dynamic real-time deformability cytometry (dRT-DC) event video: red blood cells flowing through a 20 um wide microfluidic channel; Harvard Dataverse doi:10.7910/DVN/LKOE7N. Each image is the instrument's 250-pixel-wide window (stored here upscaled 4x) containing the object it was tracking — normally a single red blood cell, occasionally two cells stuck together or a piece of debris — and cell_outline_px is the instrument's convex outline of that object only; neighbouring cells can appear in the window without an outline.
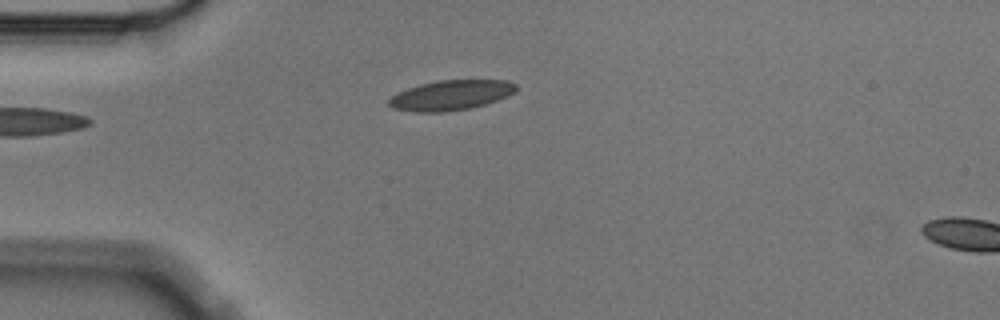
{"species": "Egyptian fruit bat (a non-hibernating species)", "species_latin": "Rousettus aegyptiacus", "temperature_condition": "cold", "stored_images_in_passage": 5, "camera_frame_rate_fps": 3000, "um_per_image_px": 0.085, "animal": {"sex": "male"}, "frame": {"image": 1, "passage_image": 5, "time_ms": 1.333, "image_size_px": [1000, 320], "cell_outline_px": [[516, 92], [508, 96], [488, 104], [472, 108], [444, 112], [416, 112], [392, 108], [388, 104], [388, 100], [396, 92], [420, 84], [436, 80], [508, 80], [516, 84]], "centroid_in_image_um": [38.34, 8.09], "position_along_channel_um": 46.7, "area_um2": 22.54}}